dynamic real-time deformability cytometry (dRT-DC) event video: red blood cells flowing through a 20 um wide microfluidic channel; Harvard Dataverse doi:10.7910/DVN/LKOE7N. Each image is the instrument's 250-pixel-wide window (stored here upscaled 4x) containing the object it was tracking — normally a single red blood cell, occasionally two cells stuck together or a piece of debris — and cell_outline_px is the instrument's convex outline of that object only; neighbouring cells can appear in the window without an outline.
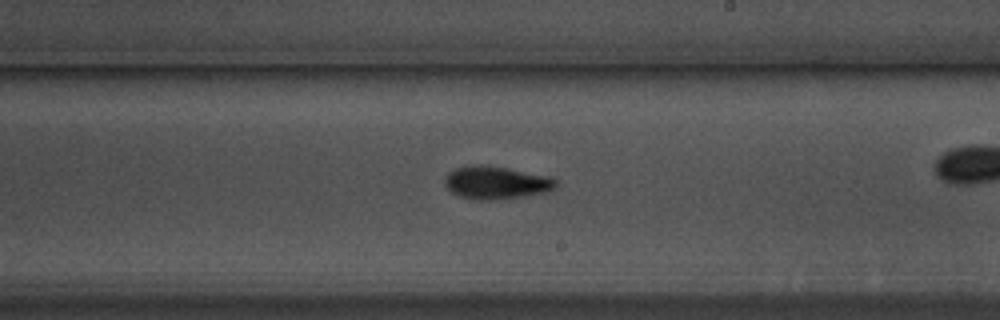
{"species": "common noctule bat (a hibernating species)", "species_latin": "Nyctalus noctula", "temperature_condition": "warm", "stored_images_in_passage": 42, "camera_frame_rate_fps": 3000, "um_per_image_px": 0.085, "animal": {"sex": "male", "body_mass_g": 17.5, "forearm_length_mm": 52.3}, "frame": {"image": 1, "passage_image": 30, "time_ms": 9.667, "image_size_px": [1000, 320], "cell_outline_px": [[556, 188], [544, 192], [520, 196], [488, 200], [480, 200], [456, 196], [444, 184], [444, 180], [448, 172], [456, 168], [476, 164], [508, 168], [548, 176], [556, 180]], "centroid_in_image_um": [42.12, 15.52], "position_along_channel_um": 246.9, "area_um2": 20.98}}
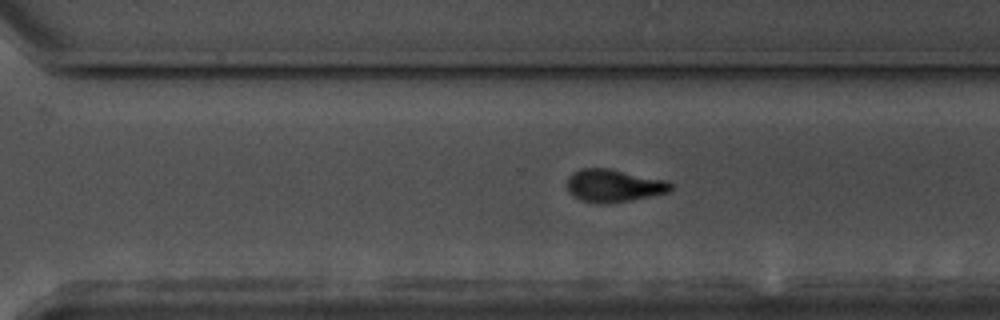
{"frame": {"image": 2, "passage_image": 36, "time_ms": 11.667, "image_size_px": [1000, 320], "cell_outline_px": [[672, 188], [668, 192], [628, 200], [600, 204], [580, 200], [572, 196], [568, 192], [568, 176], [572, 172], [584, 168], [608, 168], [668, 180], [672, 184]], "centroid_in_image_um": [52.14, 15.77], "position_along_channel_um": 318.5, "area_um2": 19.65}}